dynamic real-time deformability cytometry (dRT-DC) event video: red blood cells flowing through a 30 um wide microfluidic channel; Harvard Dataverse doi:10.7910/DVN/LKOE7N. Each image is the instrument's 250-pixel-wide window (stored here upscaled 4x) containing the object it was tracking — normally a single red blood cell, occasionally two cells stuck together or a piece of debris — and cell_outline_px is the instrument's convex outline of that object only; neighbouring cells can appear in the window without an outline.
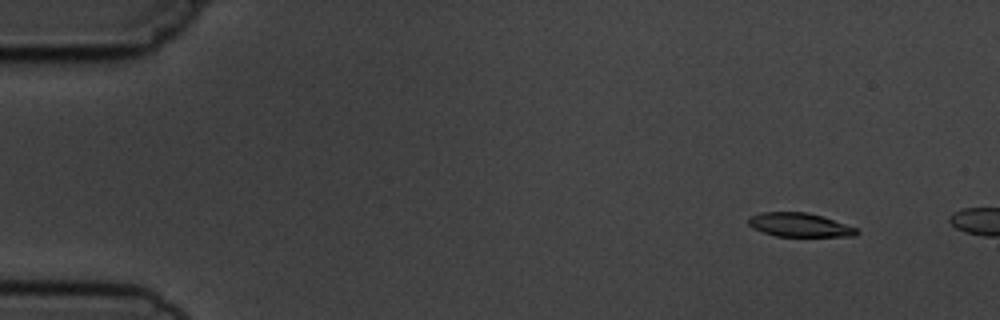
{"species": "common noctule bat (a hibernating species)", "species_latin": "Nyctalus noctula", "temperature_condition": "cold", "stored_images_in_passage": 3, "camera_frame_rate_fps": 3000, "um_per_image_px": 0.085, "animal": {"sex": "male", "body_mass_g": 19.5, "forearm_length_mm": 54.6}, "frame": {"image": 1, "passage_image": 2, "time_ms": 1.0, "image_size_px": [1000, 320], "cell_outline_px": [[860, 232], [856, 236], [776, 236], [752, 228], [748, 224], [748, 216], [760, 212], [808, 212], [860, 228]], "centroid_in_image_um": [67.98, 19.11], "position_along_channel_um": 17.0, "area_um2": 15.2}}